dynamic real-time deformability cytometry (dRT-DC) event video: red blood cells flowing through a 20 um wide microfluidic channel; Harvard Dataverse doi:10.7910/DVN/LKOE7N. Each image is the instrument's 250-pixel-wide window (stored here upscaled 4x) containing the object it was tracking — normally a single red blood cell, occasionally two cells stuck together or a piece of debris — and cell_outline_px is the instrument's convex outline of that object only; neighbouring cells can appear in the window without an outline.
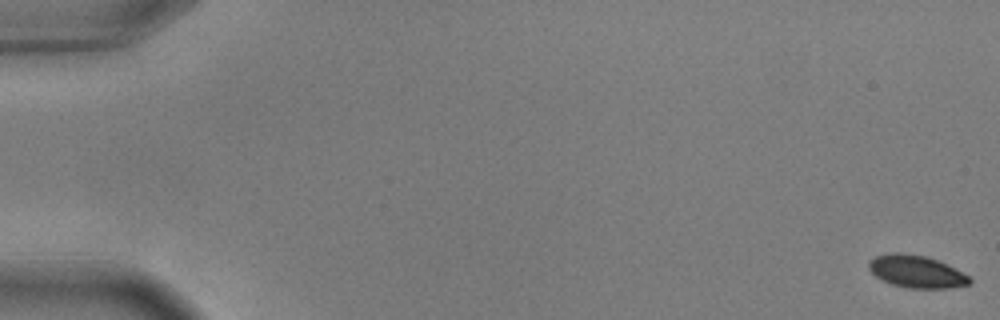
{"species": "common noctule bat (a hibernating species)", "species_latin": "Nyctalus noctula", "temperature_condition": "warm", "stored_images_in_passage": 57, "camera_frame_rate_fps": 3000, "um_per_image_px": 0.085, "animal": {"sex": "male", "body_mass_g": 17.9, "forearm_length_mm": 54.2}, "frame": {"image": 1, "passage_image": 1, "time_ms": 0.0, "image_size_px": [1000, 320], "cell_outline_px": [[972, 280], [968, 284], [948, 288], [908, 288], [892, 284], [876, 276], [868, 268], [868, 260], [876, 256], [892, 252], [900, 252], [924, 256], [936, 260], [956, 268], [968, 276]], "centroid_in_image_um": [77.87, 23.07], "position_along_channel_um": 7.1, "area_um2": 18.84}}
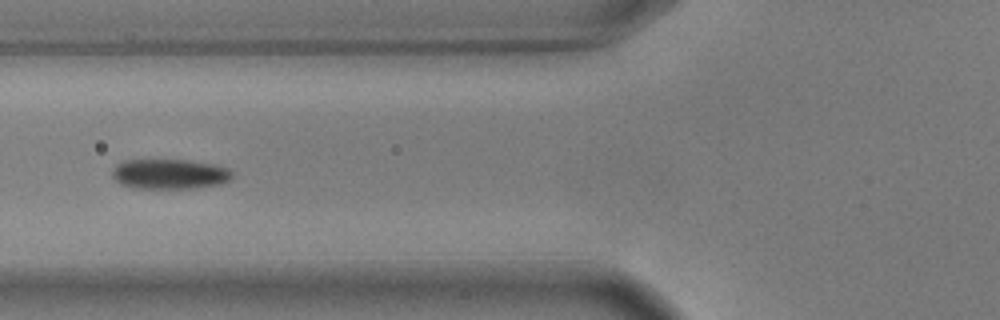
{"frame": {"image": 2, "passage_image": 23, "time_ms": 7.333, "image_size_px": [1000, 320], "cell_outline_px": [[232, 176], [228, 180], [220, 184], [192, 188], [132, 188], [120, 184], [112, 176], [112, 168], [116, 164], [124, 160], [188, 160], [216, 164], [228, 168], [232, 172]], "centroid_in_image_um": [14.39, 14.78], "position_along_channel_um": 111.4, "area_um2": 21.1}}
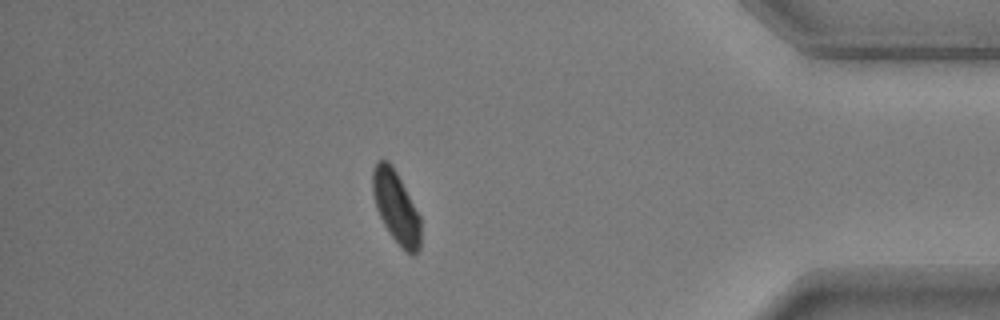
{"frame": {"image": 3, "passage_image": 50, "time_ms": 16.333, "image_size_px": [1000, 320], "cell_outline_px": [[420, 248], [412, 256], [388, 232], [376, 208], [372, 192], [372, 168], [376, 160], [388, 160], [392, 164], [420, 216]], "centroid_in_image_um": [33.64, 17.54], "position_along_channel_um": 401.6, "area_um2": 20.0}, "authors_computed_cell_mechanics": {"area_um2": 20.3456, "velocity_mm_per_s": 3.6074, "shape_relaxation_time_tau1_ms": 1.9271, "shape_relaxation_time_tau2_ms": null, "deformation_change_tau1": 0.1018, "deformation_change_tau2": null}}